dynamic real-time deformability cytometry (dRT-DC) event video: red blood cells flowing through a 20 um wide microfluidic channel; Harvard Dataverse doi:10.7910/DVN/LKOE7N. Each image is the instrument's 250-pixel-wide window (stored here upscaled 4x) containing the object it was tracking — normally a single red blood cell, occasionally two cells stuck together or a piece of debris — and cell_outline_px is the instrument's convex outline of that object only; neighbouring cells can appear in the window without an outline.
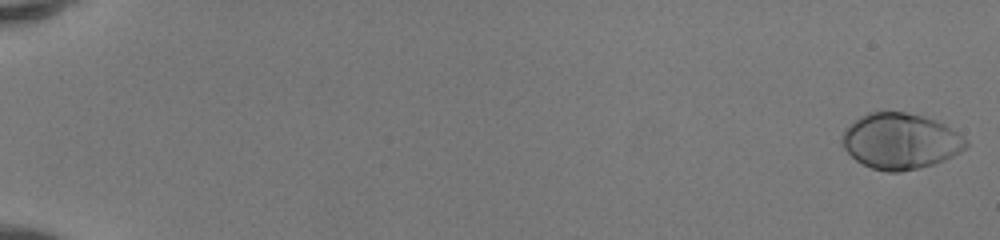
{"species": "human", "species_latin": "Homo sapiens", "temperature_condition": "room temperature", "stored_images_in_passage": 52, "camera_frame_rate_fps": 3000, "um_per_image_px": 0.085, "donor": {"sex": "female"}, "frame": {"image": 1, "passage_image": 1, "time_ms": 0.0, "image_size_px": [1000, 240], "cell_outline_px": [[968, 148], [944, 160], [920, 168], [900, 172], [888, 172], [872, 168], [856, 160], [844, 148], [844, 128], [860, 116], [868, 112], [904, 112], [924, 116], [936, 120], [944, 124], [968, 140]], "centroid_in_image_um": [76.56, 12.0], "position_along_channel_um": 8.4, "area_um2": 40.11}}
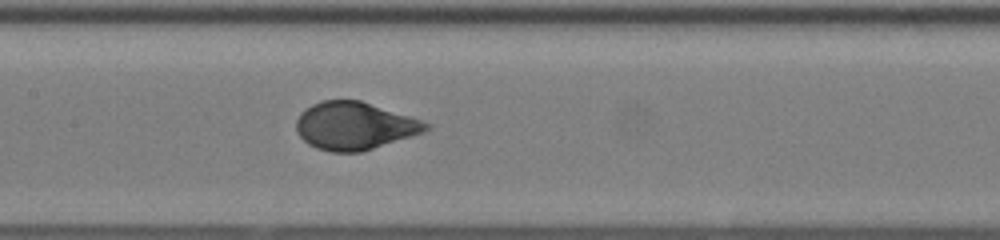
{"frame": {"image": 2, "passage_image": 28, "time_ms": 9.0, "image_size_px": [1000, 240], "cell_outline_px": [[432, 128], [424, 132], [412, 136], [360, 152], [332, 152], [316, 148], [308, 144], [296, 132], [296, 120], [300, 112], [312, 104], [320, 100], [360, 100], [432, 124]], "centroid_in_image_um": [30.11, 10.7], "position_along_channel_um": 177.3, "area_um2": 35.95}}
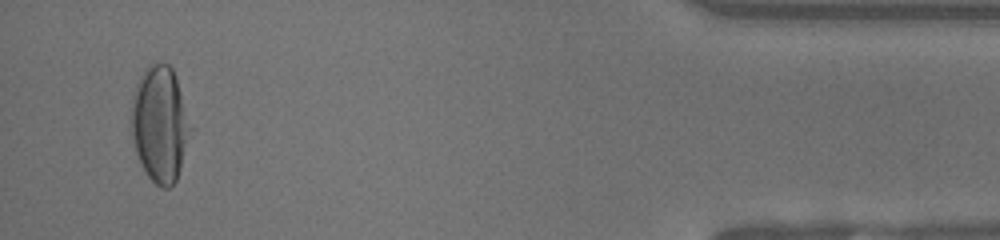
{"frame": {"image": 3, "passage_image": 50, "time_ms": 16.333, "image_size_px": [1000, 240], "cell_outline_px": [[192, 128], [180, 168], [176, 180], [168, 188], [160, 188], [148, 176], [140, 164], [136, 152], [132, 136], [132, 96], [136, 84], [144, 68], [148, 64], [168, 64], [172, 68], [176, 76]], "centroid_in_image_um": [13.59, 10.54], "position_along_channel_um": 421.6, "area_um2": 39.77}, "authors_computed_cell_mechanics": {"area_um2": 37.3677, "velocity_mm_per_s": 4.1319, "shape_relaxation_time_tau1_ms": 3.2208, "shape_relaxation_time_tau2_ms": null, "deformation_change_tau1": 0.2058, "deformation_change_tau2": null}}